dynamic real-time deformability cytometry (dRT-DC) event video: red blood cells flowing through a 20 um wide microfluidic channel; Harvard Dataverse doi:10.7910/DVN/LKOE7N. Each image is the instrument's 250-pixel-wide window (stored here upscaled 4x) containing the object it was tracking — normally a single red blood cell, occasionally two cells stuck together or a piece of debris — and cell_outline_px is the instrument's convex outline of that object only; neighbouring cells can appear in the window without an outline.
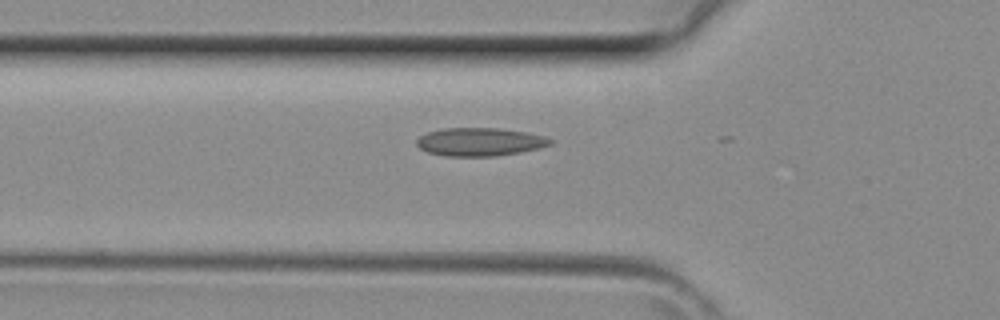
{"species": "common noctule bat (a hibernating species)", "species_latin": "Nyctalus noctula", "temperature_condition": "room temperature", "stored_images_in_passage": 22, "camera_frame_rate_fps": 3000, "um_per_image_px": 0.085, "animal": {"sex": "female", "body_mass_g": 29.2, "forearm_length_mm": 56.3}, "frame": {"image": 1, "passage_image": 14, "time_ms": 4.333, "image_size_px": [1000, 320], "cell_outline_px": [[552, 144], [540, 148], [520, 152], [496, 156], [444, 156], [428, 152], [420, 148], [416, 144], [416, 140], [420, 136], [428, 132], [444, 128], [500, 128], [524, 132], [544, 136], [552, 140]], "centroid_in_image_um": [40.78, 12.06], "position_along_channel_um": 85.0, "area_um2": 21.91}}
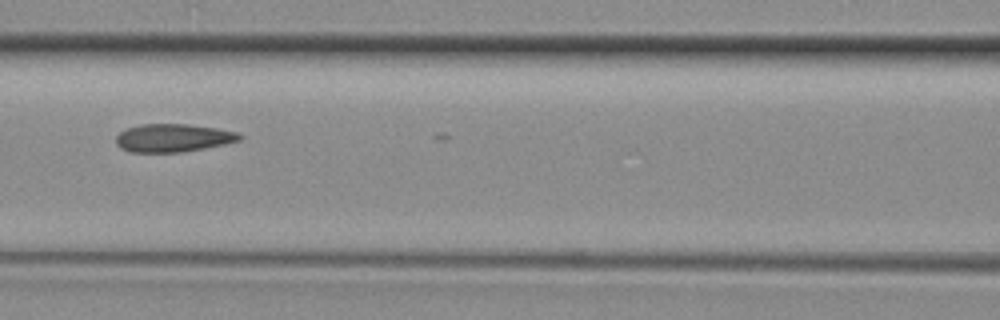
{"frame": {"image": 2, "passage_image": 18, "time_ms": 5.667, "image_size_px": [1000, 320], "cell_outline_px": [[244, 136], [240, 140], [224, 144], [204, 148], [180, 152], [132, 152], [120, 148], [116, 144], [116, 136], [120, 132], [128, 128], [140, 124], [188, 124], [216, 128], [236, 132]], "centroid_in_image_um": [14.7, 11.72], "position_along_channel_um": 151.9, "area_um2": 20.11}}
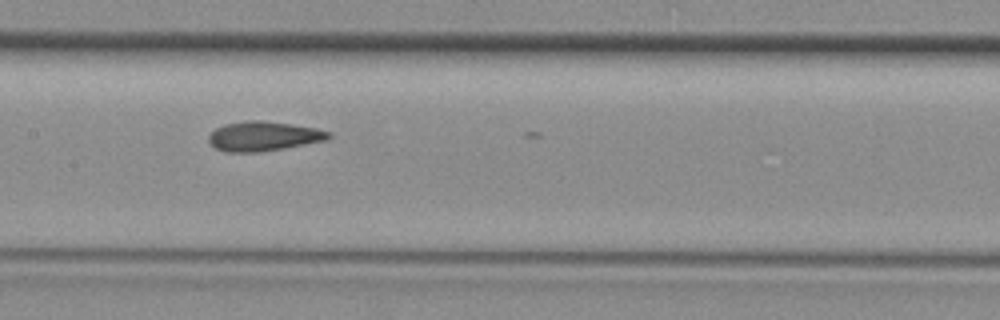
{"frame": {"image": 3, "passage_image": 20, "time_ms": 6.333, "image_size_px": [1000, 320], "cell_outline_px": [[332, 136], [324, 140], [284, 148], [260, 152], [224, 152], [208, 144], [208, 136], [216, 128], [224, 124], [248, 120], [260, 120], [316, 128], [332, 132]], "centroid_in_image_um": [22.35, 11.58], "position_along_channel_um": 185.1, "area_um2": 20.58}}